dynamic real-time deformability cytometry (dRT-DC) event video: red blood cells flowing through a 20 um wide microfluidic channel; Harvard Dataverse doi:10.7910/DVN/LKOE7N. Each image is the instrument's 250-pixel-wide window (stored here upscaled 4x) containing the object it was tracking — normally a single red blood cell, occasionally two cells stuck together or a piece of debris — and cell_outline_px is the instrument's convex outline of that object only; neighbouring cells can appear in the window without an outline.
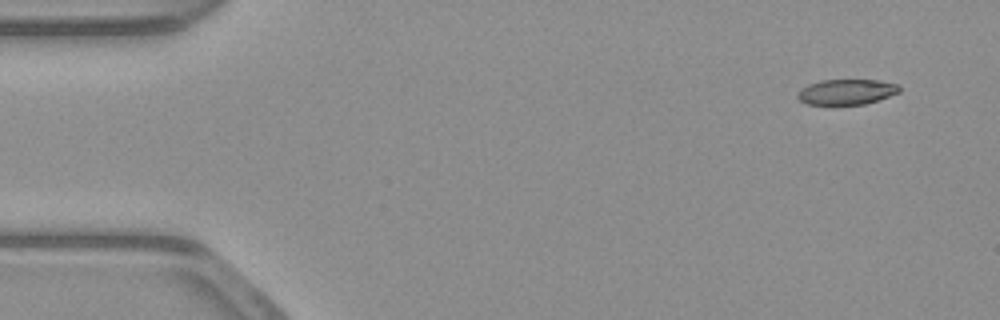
{"species": "common noctule bat (a hibernating species)", "species_latin": "Nyctalus noctula", "temperature_condition": "warm", "stored_images_in_passage": 50, "camera_frame_rate_fps": 3000, "um_per_image_px": 0.085, "animal": {"sex": "male", "body_mass_g": 23.1, "forearm_length_mm": 52.7}, "frame": {"image": 1, "passage_image": 1, "time_ms": 0.0, "image_size_px": [1000, 320], "cell_outline_px": [[900, 92], [864, 104], [832, 108], [828, 108], [808, 104], [800, 100], [796, 96], [808, 84], [820, 80], [880, 80], [900, 84]], "centroid_in_image_um": [71.94, 7.86], "position_along_channel_um": 13.1, "area_um2": 15.72}}
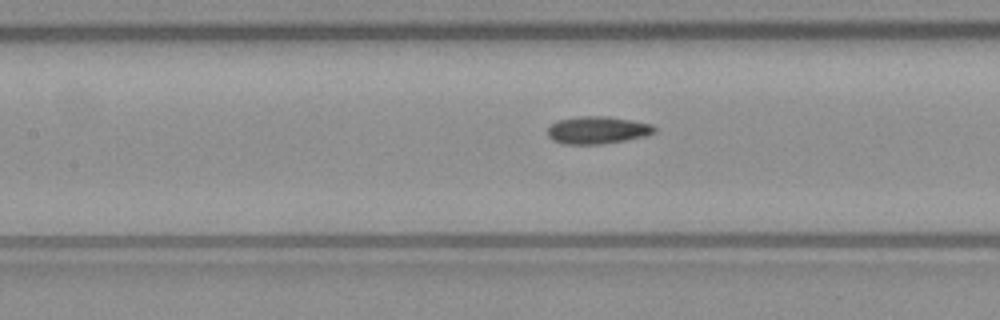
{"frame": {"image": 2, "passage_image": 21, "time_ms": 6.667, "image_size_px": [1000, 320], "cell_outline_px": [[656, 132], [644, 136], [624, 140], [600, 144], [564, 144], [552, 140], [548, 136], [548, 128], [556, 120], [580, 116], [608, 116], [632, 120], [652, 124], [656, 128]], "centroid_in_image_um": [50.77, 11.05], "position_along_channel_um": 156.6, "area_um2": 17.11}}
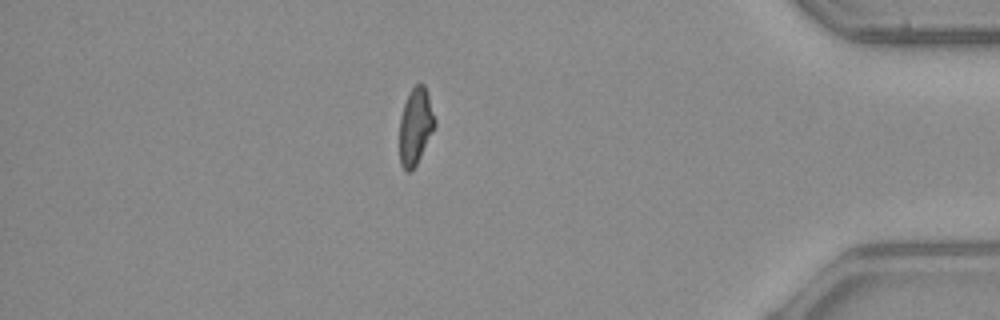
{"frame": {"image": 3, "passage_image": 43, "time_ms": 14.0, "image_size_px": [1000, 320], "cell_outline_px": [[436, 124], [412, 172], [404, 172], [400, 164], [400, 116], [404, 104], [412, 88], [420, 80], [424, 84], [428, 92], [436, 120]], "centroid_in_image_um": [35.32, 10.72], "position_along_channel_um": 399.9, "area_um2": 15.84}, "authors_computed_cell_mechanics": {"area_um2": 16.6753, "velocity_mm_per_s": 3.9042, "shape_relaxation_time_tau1_ms": null, "shape_relaxation_time_tau2_ms": 4.288, "deformation_change_tau1": null, "deformation_change_tau2": 0.1098}}